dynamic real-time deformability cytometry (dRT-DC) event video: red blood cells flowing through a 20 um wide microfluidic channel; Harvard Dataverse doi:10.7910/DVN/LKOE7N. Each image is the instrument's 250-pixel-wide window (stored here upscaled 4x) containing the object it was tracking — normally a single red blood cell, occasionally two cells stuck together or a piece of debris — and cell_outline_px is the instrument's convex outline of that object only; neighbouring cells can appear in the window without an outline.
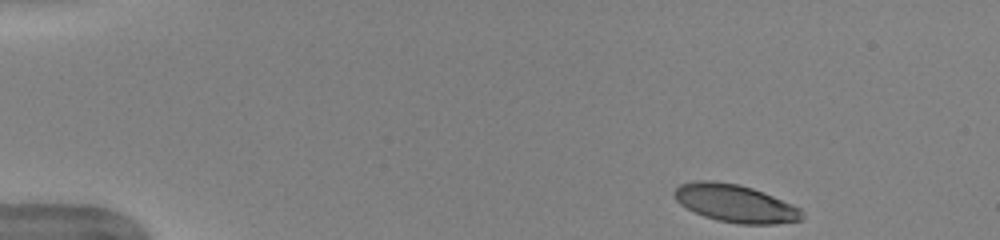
{"species": "human", "species_latin": "Homo sapiens", "temperature_condition": "warm", "stored_images_in_passage": 42, "camera_frame_rate_fps": 3000, "um_per_image_px": 0.085, "donor": {"sex": "female"}, "frame": {"image": 1, "passage_image": 1, "time_ms": 0.0, "image_size_px": [1000, 240], "cell_outline_px": [[804, 216], [800, 220], [776, 224], [736, 224], [716, 220], [704, 216], [680, 204], [672, 196], [672, 192], [680, 184], [696, 180], [712, 180], [736, 184], [752, 188], [792, 204], [800, 208]], "centroid_in_image_um": [62.46, 17.29], "position_along_channel_um": 22.5, "area_um2": 28.03}}
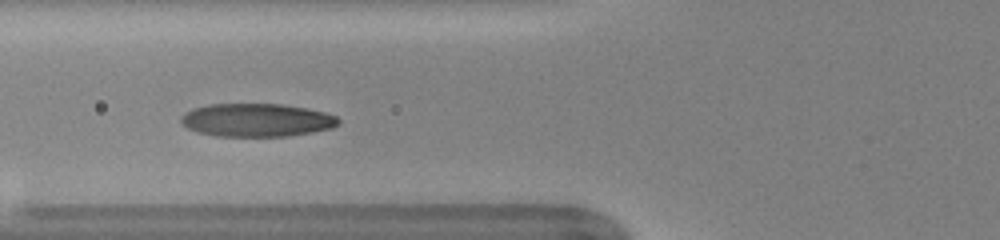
{"frame": {"image": 2, "passage_image": 15, "time_ms": 4.667, "image_size_px": [1000, 240], "cell_outline_px": [[340, 124], [332, 128], [312, 132], [288, 136], [216, 136], [196, 132], [180, 124], [180, 116], [184, 112], [192, 108], [208, 104], [280, 104], [308, 108], [324, 112], [336, 116], [340, 120]], "centroid_in_image_um": [21.78, 10.2], "position_along_channel_um": 104.0, "area_um2": 30.75}}
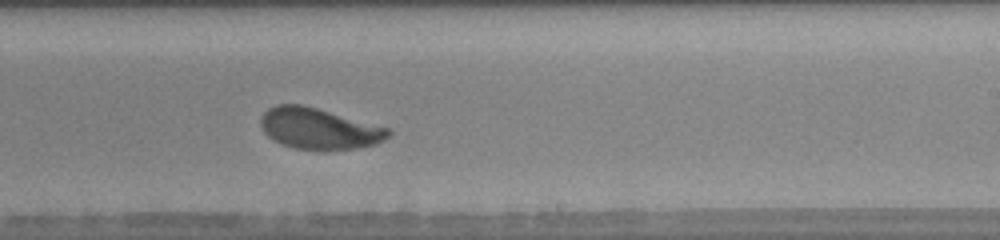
{"frame": {"image": 3, "passage_image": 27, "time_ms": 8.667, "image_size_px": [1000, 240], "cell_outline_px": [[392, 132], [384, 140], [376, 144], [356, 148], [296, 148], [280, 144], [272, 140], [264, 132], [260, 124], [260, 116], [268, 108], [276, 104], [300, 104], [316, 108], [388, 128]], "centroid_in_image_um": [27.05, 10.91], "position_along_channel_um": 261.9, "area_um2": 29.94}, "authors_computed_cell_mechanics": {"area_um2": 30.2872, "velocity_mm_per_s": 3.9562, "shape_relaxation_time_tau1_ms": 2.8267, "shape_relaxation_time_tau2_ms": 1.6986, "deformation_change_tau1": 0.1663, "deformation_change_tau2": 0.0811}}